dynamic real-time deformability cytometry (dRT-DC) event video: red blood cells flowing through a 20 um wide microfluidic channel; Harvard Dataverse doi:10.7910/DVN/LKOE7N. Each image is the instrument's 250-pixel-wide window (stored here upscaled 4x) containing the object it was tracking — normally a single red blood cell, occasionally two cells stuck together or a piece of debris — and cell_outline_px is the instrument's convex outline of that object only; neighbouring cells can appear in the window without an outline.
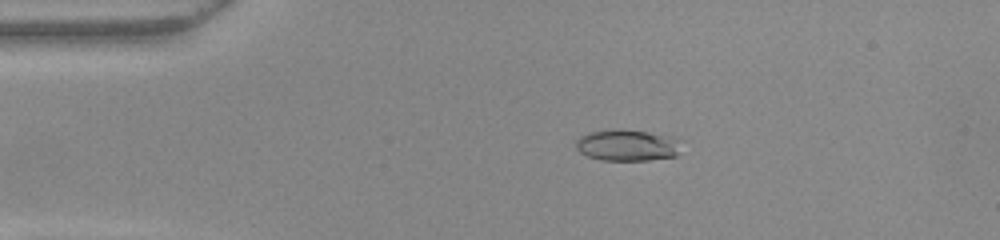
{"species": "common noctule bat (a hibernating species)", "species_latin": "Nyctalus noctula", "temperature_condition": "warm", "stored_images_in_passage": 51, "camera_frame_rate_fps": 3000, "um_per_image_px": 0.085, "animal": {"sex": "female", "body_mass_g": 22.0, "forearm_length_mm": 56.7}, "frame": {"image": 1, "passage_image": 10, "time_ms": 3.0, "image_size_px": [1000, 240], "cell_outline_px": [[680, 140], [676, 156], [648, 160], [604, 160], [588, 156], [580, 152], [576, 148], [576, 140], [580, 136], [588, 132], [612, 128], [648, 132]], "centroid_in_image_um": [53.25, 12.34], "position_along_channel_um": 31.8, "area_um2": 19.07}}
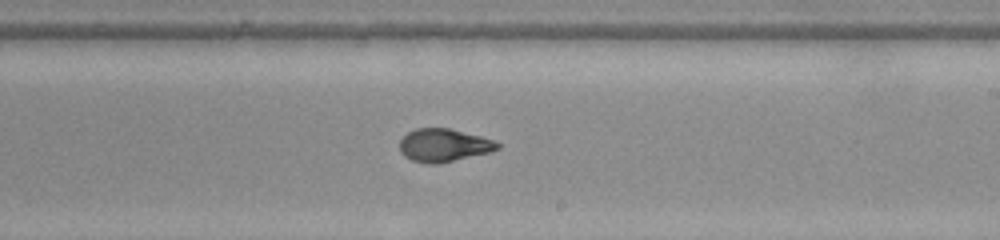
{"frame": {"image": 2, "passage_image": 30, "time_ms": 9.667, "image_size_px": [1000, 240], "cell_outline_px": [[500, 148], [488, 152], [436, 164], [428, 164], [412, 160], [404, 156], [400, 152], [400, 140], [408, 132], [416, 128], [448, 128], [480, 136], [492, 140], [500, 144]], "centroid_in_image_um": [37.68, 12.34], "position_along_channel_um": 251.3, "area_um2": 18.5}}
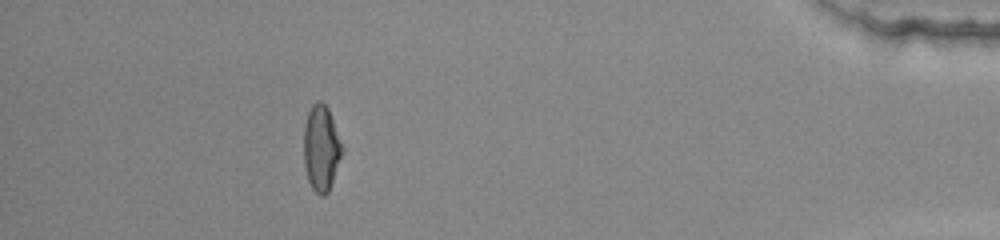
{"frame": {"image": 3, "passage_image": 46, "time_ms": 15.0, "image_size_px": [1000, 240], "cell_outline_px": [[344, 152], [328, 192], [324, 196], [320, 196], [312, 188], [308, 180], [304, 164], [304, 124], [308, 112], [312, 104], [316, 100], [320, 100], [328, 108], [344, 148]], "centroid_in_image_um": [27.31, 12.59], "position_along_channel_um": 407.9, "area_um2": 19.36}, "authors_computed_cell_mechanics": {"area_um2": 19.074, "velocity_mm_per_s": 3.9881, "shape_relaxation_time_tau1_ms": 5.7811, "shape_relaxation_time_tau2_ms": 1.1728, "deformation_change_tau1": 0.2434, "deformation_change_tau2": 0.0692}}